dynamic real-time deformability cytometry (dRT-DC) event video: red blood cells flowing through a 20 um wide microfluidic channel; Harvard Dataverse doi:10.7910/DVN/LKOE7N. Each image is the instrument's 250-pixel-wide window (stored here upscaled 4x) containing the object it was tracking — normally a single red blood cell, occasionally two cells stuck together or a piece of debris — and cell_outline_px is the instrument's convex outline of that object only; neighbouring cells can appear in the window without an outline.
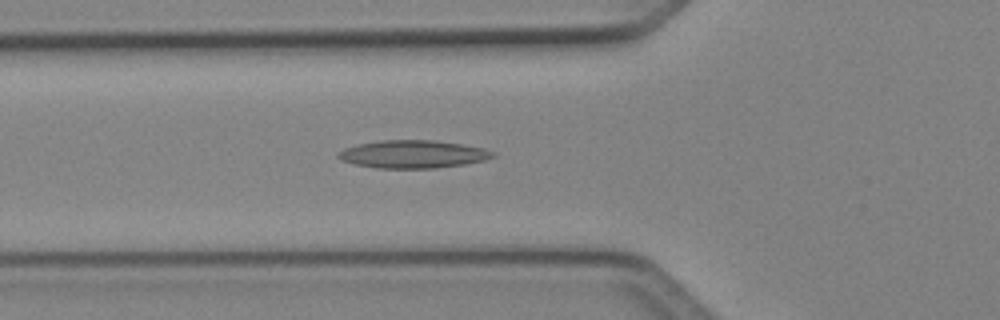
{"species": "Egyptian fruit bat (a non-hibernating species)", "species_latin": "Rousettus aegyptiacus", "temperature_condition": "cold", "stored_images_in_passage": 48, "camera_frame_rate_fps": 3000, "um_per_image_px": 0.085, "animal": {"sex": "female"}, "frame": {"image": 1, "passage_image": 17, "time_ms": 5.333, "image_size_px": [1000, 320], "cell_outline_px": [[496, 156], [484, 160], [464, 164], [436, 168], [376, 168], [356, 164], [340, 160], [336, 156], [344, 148], [360, 144], [380, 140], [432, 140], [460, 144], [484, 148], [496, 152]], "centroid_in_image_um": [35.12, 13.11], "position_along_channel_um": 90.7, "area_um2": 24.97}}
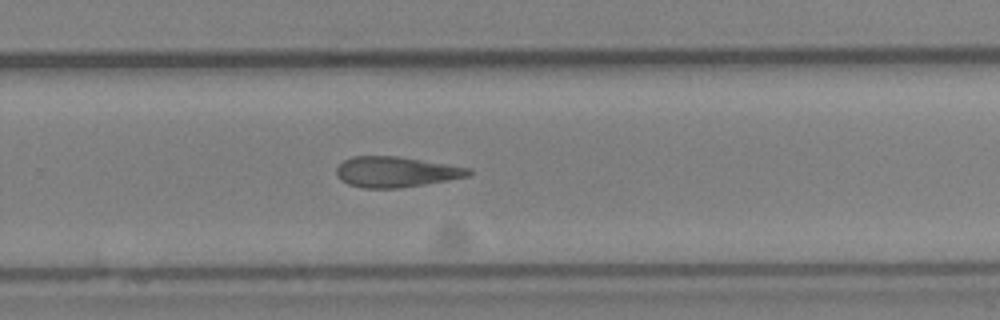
{"frame": {"image": 2, "passage_image": 32, "time_ms": 10.333, "image_size_px": [1000, 320], "cell_outline_px": [[472, 172], [468, 176], [448, 180], [400, 188], [364, 188], [348, 184], [340, 180], [336, 176], [336, 168], [344, 160], [352, 156], [396, 156], [472, 168]], "centroid_in_image_um": [33.63, 14.61], "position_along_channel_um": 296.2, "area_um2": 23.47}}
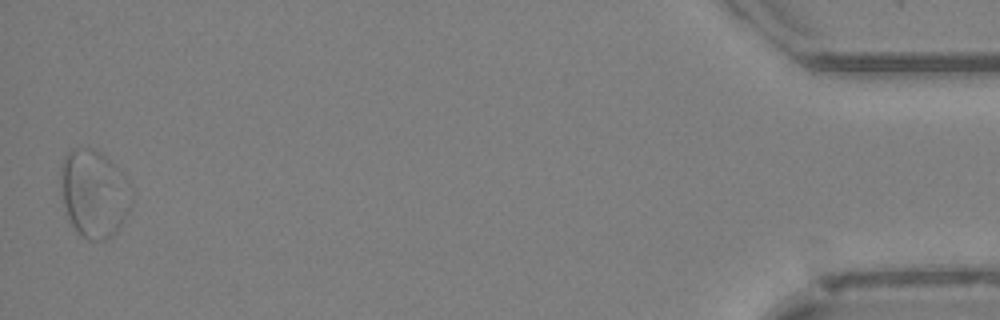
{"frame": {"image": 3, "passage_image": 48, "time_ms": 15.667, "image_size_px": [1000, 320], "cell_outline_px": [[132, 204], [124, 220], [116, 232], [112, 236], [104, 240], [88, 240], [80, 236], [76, 232], [68, 220], [64, 204], [60, 184], [60, 164], [64, 156], [72, 148], [92, 148], [100, 152], [124, 176], [132, 192]], "centroid_in_image_um": [7.96, 16.47], "position_along_channel_um": 427.2, "area_um2": 36.36}, "authors_computed_cell_mechanics": {"area_um2": 24.1893, "velocity_mm_per_s": 4.112, "shape_relaxation_time_tau1_ms": null, "shape_relaxation_time_tau2_ms": 10.5974, "deformation_change_tau1": null, "deformation_change_tau2": 0.2311}}